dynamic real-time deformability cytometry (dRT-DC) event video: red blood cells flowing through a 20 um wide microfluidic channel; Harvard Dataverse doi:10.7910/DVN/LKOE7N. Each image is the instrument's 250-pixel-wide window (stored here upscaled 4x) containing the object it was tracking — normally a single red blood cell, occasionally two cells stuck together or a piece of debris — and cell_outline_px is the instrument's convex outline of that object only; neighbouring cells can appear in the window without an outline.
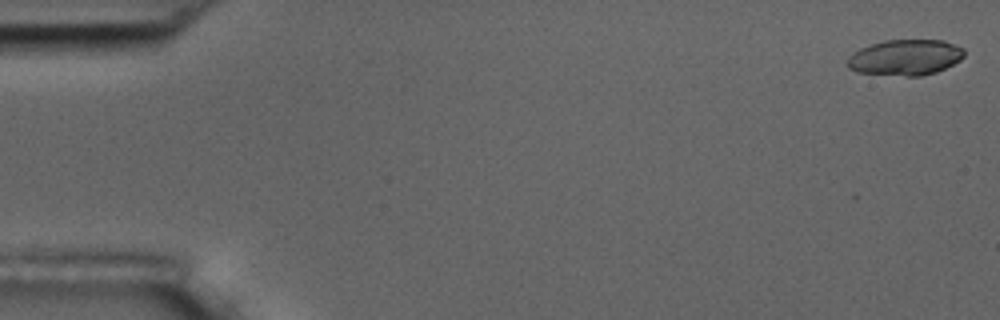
{"species": "common noctule bat (a hibernating species)", "species_latin": "Nyctalus noctula", "temperature_condition": "room temperature", "stored_images_in_passage": 3, "camera_frame_rate_fps": 3000, "um_per_image_px": 0.085, "animal": {"sex": "male", "body_mass_g": 17.5, "forearm_length_mm": 52.3}, "frame": {"image": 1, "passage_image": 1, "time_ms": 0.0, "image_size_px": [1000, 320], "cell_outline_px": [[964, 56], [960, 60], [936, 72], [920, 76], [904, 76], [856, 72], [848, 68], [848, 56], [852, 52], [860, 48], [884, 40], [944, 40], [964, 48]], "centroid_in_image_um": [76.94, 4.88], "position_along_channel_um": 8.1, "area_um2": 24.39}}